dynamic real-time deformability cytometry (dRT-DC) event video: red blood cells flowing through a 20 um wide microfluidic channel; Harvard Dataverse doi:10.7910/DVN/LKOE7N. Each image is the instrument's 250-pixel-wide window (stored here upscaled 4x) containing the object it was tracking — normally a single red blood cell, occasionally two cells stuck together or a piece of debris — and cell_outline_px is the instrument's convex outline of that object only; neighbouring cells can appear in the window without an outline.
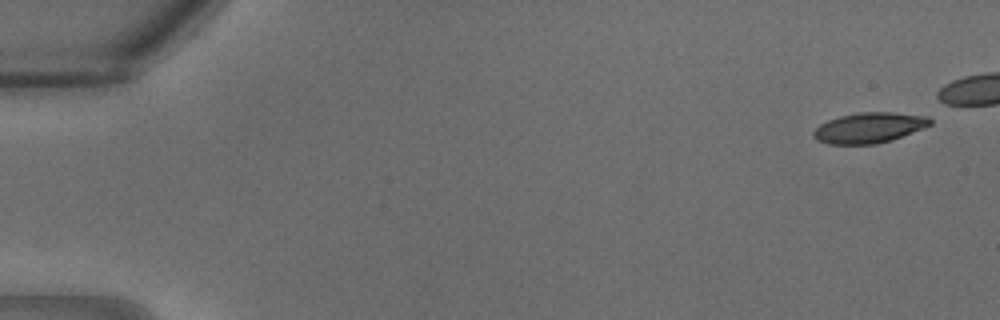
{"species": "common noctule bat (a hibernating species)", "species_latin": "Nyctalus noctula", "temperature_condition": "warm", "stored_images_in_passage": 6, "camera_frame_rate_fps": 3000, "um_per_image_px": 0.085, "animal": {"sex": "male", "body_mass_g": 18.8}, "frame": {"image": 1, "passage_image": 1, "time_ms": 0.0, "image_size_px": [1000, 320], "cell_outline_px": [[932, 124], [892, 140], [876, 144], [828, 144], [816, 140], [812, 136], [812, 132], [820, 124], [828, 120], [840, 116], [860, 112], [892, 112], [928, 116], [932, 120]], "centroid_in_image_um": [73.86, 10.86], "position_along_channel_um": 11.1, "area_um2": 20.69}}